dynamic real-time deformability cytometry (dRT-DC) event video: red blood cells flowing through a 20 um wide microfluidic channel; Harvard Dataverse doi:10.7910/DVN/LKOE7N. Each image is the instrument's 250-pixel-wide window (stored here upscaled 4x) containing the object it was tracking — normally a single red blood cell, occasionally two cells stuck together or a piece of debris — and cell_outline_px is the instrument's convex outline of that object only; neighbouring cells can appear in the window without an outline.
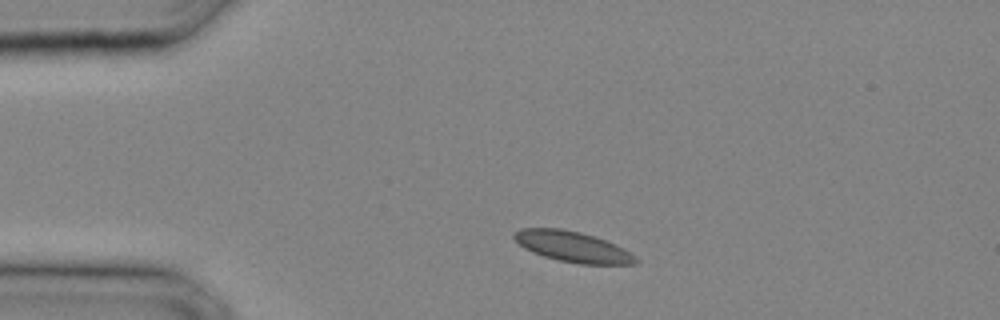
{"species": "common noctule bat (a hibernating species)", "species_latin": "Nyctalus noctula", "temperature_condition": "cold", "stored_images_in_passage": 27, "camera_frame_rate_fps": 3000, "um_per_image_px": 0.085, "animal": {"sex": "male", "body_mass_g": 20.4}, "frame": {"image": 1, "passage_image": 3, "time_ms": 0.667, "image_size_px": [1000, 320], "cell_outline_px": [[640, 260], [636, 264], [580, 264], [560, 260], [544, 256], [532, 252], [524, 248], [512, 236], [512, 232], [520, 228], [560, 228], [580, 232], [604, 240], [624, 248], [636, 256]], "centroid_in_image_um": [48.67, 20.97], "position_along_channel_um": 36.3, "area_um2": 21.62}}
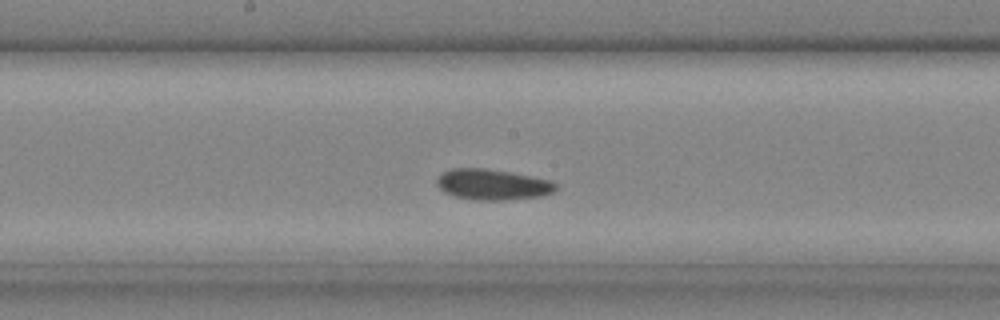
{"frame": {"image": 2, "passage_image": 13, "time_ms": 4.0, "image_size_px": [1000, 320], "cell_outline_px": [[556, 188], [552, 192], [540, 196], [504, 200], [480, 200], [456, 196], [444, 192], [436, 184], [436, 180], [440, 172], [448, 168], [484, 168], [512, 172], [552, 180], [556, 184]], "centroid_in_image_um": [41.83, 15.66], "position_along_channel_um": 206.4, "area_um2": 21.39}}
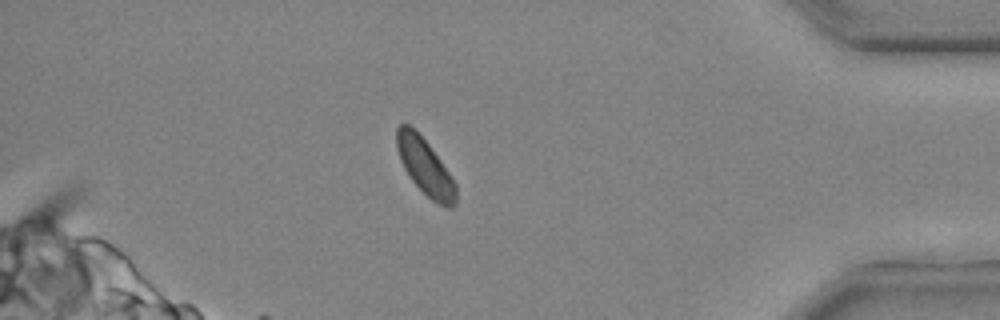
{"frame": {"image": 3, "passage_image": 24, "time_ms": 7.667, "image_size_px": [1000, 320], "cell_outline_px": [[456, 204], [452, 208], [444, 208], [432, 200], [412, 180], [404, 168], [400, 160], [396, 148], [396, 128], [400, 124], [408, 124], [428, 144], [452, 176], [456, 184]], "centroid_in_image_um": [36.14, 14.21], "position_along_channel_um": 399.1, "area_um2": 19.25}}